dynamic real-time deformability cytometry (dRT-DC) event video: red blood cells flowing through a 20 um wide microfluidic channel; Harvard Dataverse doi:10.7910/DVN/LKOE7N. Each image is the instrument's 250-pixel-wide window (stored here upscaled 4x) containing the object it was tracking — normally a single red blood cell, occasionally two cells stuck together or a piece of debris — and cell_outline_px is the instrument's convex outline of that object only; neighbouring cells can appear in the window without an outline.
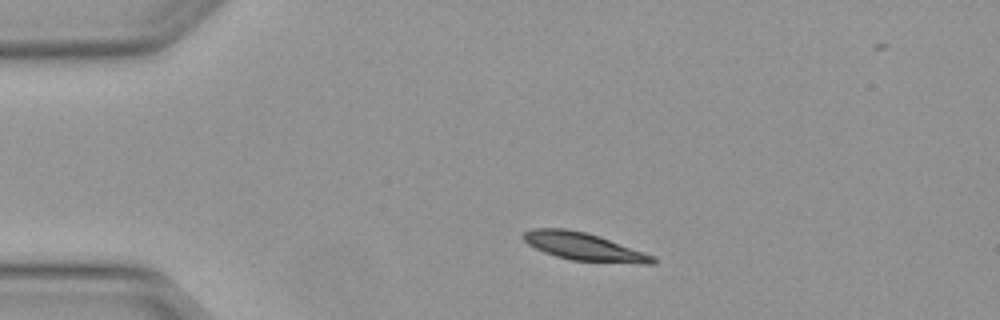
{"species": "Egyptian fruit bat (a non-hibernating species)", "species_latin": "Rousettus aegyptiacus", "temperature_condition": "warm", "stored_images_in_passage": 3, "camera_frame_rate_fps": 3000, "um_per_image_px": 0.085, "animal": {"sex": "female"}, "frame": {"image": 1, "passage_image": 1, "time_ms": 0.0, "image_size_px": [1000, 320], "cell_outline_px": [[656, 264], [640, 264], [572, 260], [556, 256], [544, 252], [528, 244], [520, 236], [524, 232], [532, 228], [568, 228], [588, 232], [600, 236], [644, 252], [652, 256], [656, 260]], "centroid_in_image_um": [49.61, 20.95], "position_along_channel_um": 35.4, "area_um2": 21.04}}